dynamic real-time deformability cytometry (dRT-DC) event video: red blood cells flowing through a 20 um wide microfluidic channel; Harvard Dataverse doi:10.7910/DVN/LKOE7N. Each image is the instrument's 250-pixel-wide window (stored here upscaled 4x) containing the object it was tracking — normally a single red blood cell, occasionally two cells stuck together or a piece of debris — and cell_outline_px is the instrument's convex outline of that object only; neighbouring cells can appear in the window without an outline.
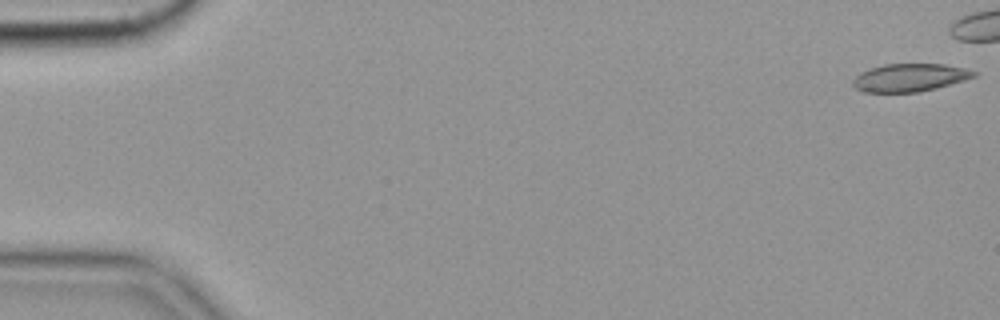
{"species": "common noctule bat (a hibernating species)", "species_latin": "Nyctalus noctula", "temperature_condition": "cold", "stored_images_in_passage": 5, "camera_frame_rate_fps": 3000, "um_per_image_px": 0.085, "animal": {"sex": "female", "body_mass_g": 19.9}, "frame": {"image": 1, "passage_image": 1, "time_ms": 0.0, "image_size_px": [1000, 320], "cell_outline_px": [[976, 76], [964, 80], [936, 88], [916, 92], [864, 92], [856, 88], [852, 84], [852, 80], [860, 72], [884, 64], [944, 64], [964, 68], [976, 72]], "centroid_in_image_um": [77.31, 6.59], "position_along_channel_um": 7.7, "area_um2": 19.48}}